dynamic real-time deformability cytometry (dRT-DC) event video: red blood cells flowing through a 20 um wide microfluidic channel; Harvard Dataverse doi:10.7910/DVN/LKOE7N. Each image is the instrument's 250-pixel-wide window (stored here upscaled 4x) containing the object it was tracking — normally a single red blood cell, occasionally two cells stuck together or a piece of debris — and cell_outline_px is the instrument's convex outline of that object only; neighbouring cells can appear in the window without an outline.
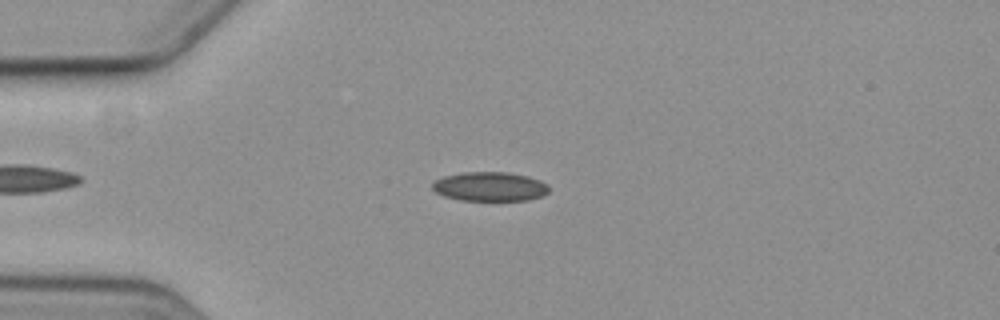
{"species": "common noctule bat (a hibernating species)", "species_latin": "Nyctalus noctula", "temperature_condition": "cold", "stored_images_in_passage": 56, "camera_frame_rate_fps": 3000, "um_per_image_px": 0.085, "animal": {"sex": "female", "body_mass_g": 19.3, "forearm_length_mm": 54.1}, "frame": {"image": 1, "passage_image": 12, "time_ms": 3.667, "image_size_px": [1000, 320], "cell_outline_px": [[548, 192], [540, 196], [528, 200], [460, 200], [444, 196], [436, 192], [432, 188], [432, 184], [436, 180], [444, 176], [464, 172], [508, 172], [528, 176], [540, 180], [548, 184]], "centroid_in_image_um": [41.64, 15.85], "position_along_channel_um": 43.4, "area_um2": 19.77}}
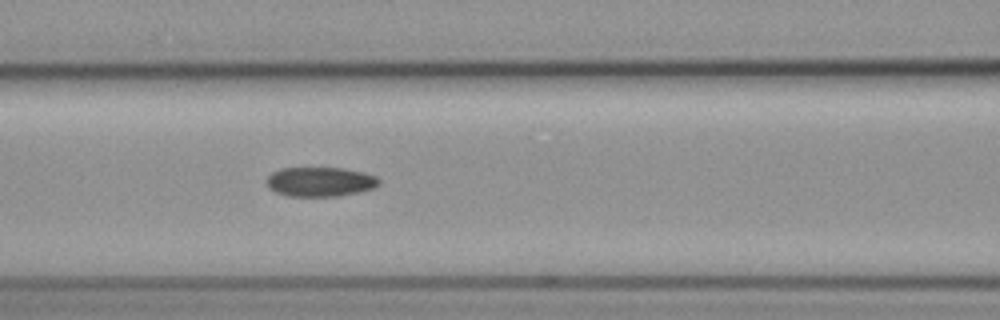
{"frame": {"image": 2, "passage_image": 22, "time_ms": 7.0, "image_size_px": [1000, 320], "cell_outline_px": [[380, 184], [376, 188], [360, 192], [336, 196], [288, 196], [276, 192], [268, 184], [268, 176], [272, 172], [280, 168], [344, 168], [364, 172], [376, 176], [380, 180]], "centroid_in_image_um": [27.28, 15.44], "position_along_channel_um": 139.3, "area_um2": 19.31}}
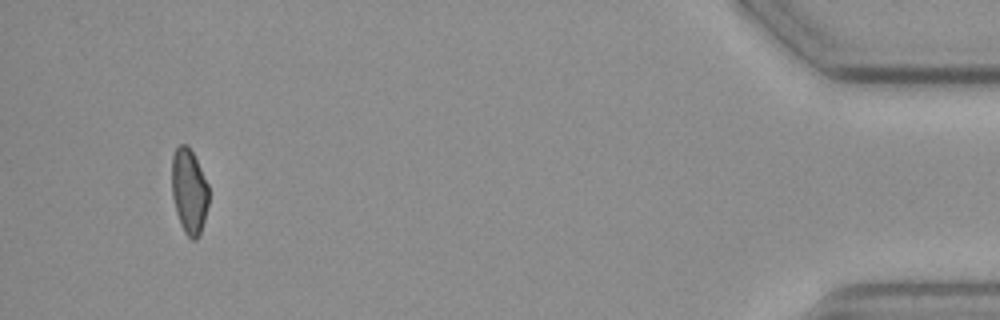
{"frame": {"image": 3, "passage_image": 52, "time_ms": 17.0, "image_size_px": [1000, 320], "cell_outline_px": [[208, 204], [200, 236], [196, 240], [192, 240], [184, 232], [180, 224], [176, 212], [172, 196], [172, 156], [176, 148], [180, 144], [188, 144], [208, 184]], "centroid_in_image_um": [16.07, 16.27], "position_along_channel_um": 419.1, "area_um2": 18.32}, "authors_computed_cell_mechanics": {"area_um2": 19.3341, "velocity_mm_per_s": 3.5842, "shape_relaxation_time_tau1_ms": null, "shape_relaxation_time_tau2_ms": 8.5188, "deformation_change_tau1": null, "deformation_change_tau2": 0.1296}}